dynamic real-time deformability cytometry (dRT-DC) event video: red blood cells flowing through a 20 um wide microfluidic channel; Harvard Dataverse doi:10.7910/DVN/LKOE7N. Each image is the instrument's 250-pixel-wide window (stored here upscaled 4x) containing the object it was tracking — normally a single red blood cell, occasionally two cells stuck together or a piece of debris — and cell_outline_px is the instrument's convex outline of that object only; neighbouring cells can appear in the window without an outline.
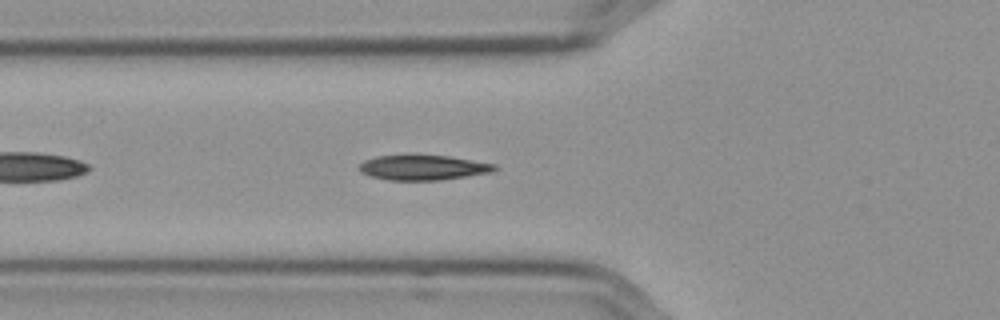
{"species": "Egyptian fruit bat (a non-hibernating species)", "species_latin": "Rousettus aegyptiacus", "temperature_condition": "cold", "stored_images_in_passage": 43, "segment_of_instrument_passage": [1, 2], "camera_frame_rate_fps": 3000, "um_per_image_px": 0.085, "frame": {"image": 1, "passage_image": 6, "time_ms": 1.667, "image_size_px": [1000, 320], "cell_outline_px": [[500, 168], [492, 172], [440, 180], [388, 180], [372, 176], [360, 172], [360, 164], [364, 160], [376, 156], [448, 156], [496, 164]], "centroid_in_image_um": [36.0, 14.25], "position_along_channel_um": 89.8, "area_um2": 19.42}}
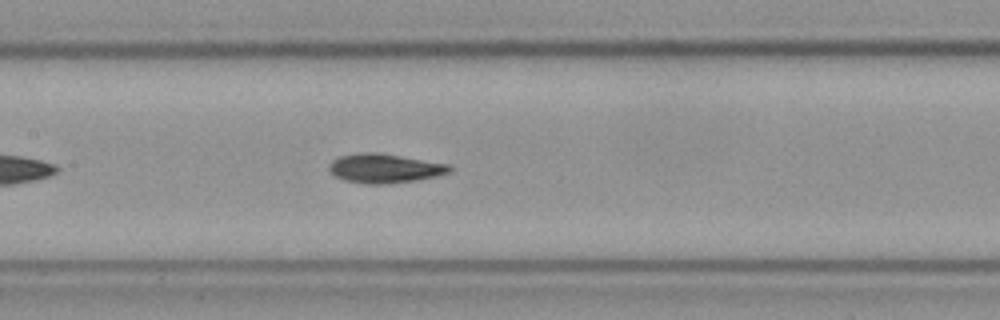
{"frame": {"image": 2, "passage_image": 13, "time_ms": 4.0, "image_size_px": [1000, 320], "cell_outline_px": [[452, 168], [448, 172], [432, 176], [412, 180], [380, 184], [364, 184], [344, 180], [336, 176], [328, 168], [328, 164], [332, 160], [340, 156], [360, 152], [376, 152], [448, 164]], "centroid_in_image_um": [32.6, 14.29], "position_along_channel_um": 174.8, "area_um2": 20.0}}
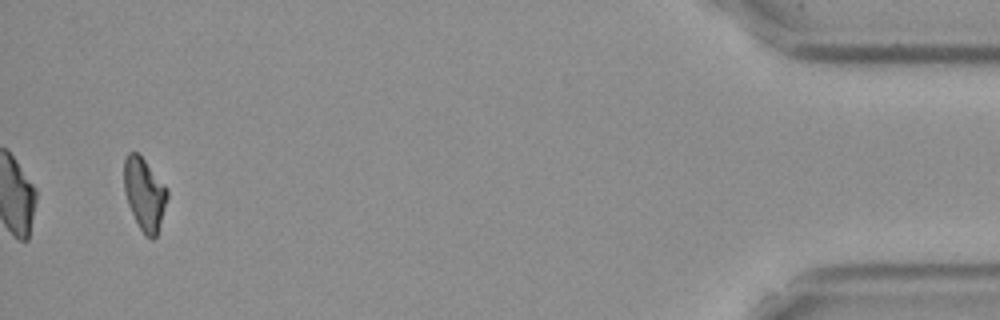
{"frame": {"image": 3, "passage_image": 40, "time_ms": 13.0, "image_size_px": [1000, 320], "cell_outline_px": [[168, 196], [156, 236], [152, 240], [144, 236], [128, 204], [124, 192], [124, 160], [128, 152], [136, 152], [144, 160], [168, 188]], "centroid_in_image_um": [12.27, 16.49], "position_along_channel_um": 422.9, "area_um2": 18.03}}